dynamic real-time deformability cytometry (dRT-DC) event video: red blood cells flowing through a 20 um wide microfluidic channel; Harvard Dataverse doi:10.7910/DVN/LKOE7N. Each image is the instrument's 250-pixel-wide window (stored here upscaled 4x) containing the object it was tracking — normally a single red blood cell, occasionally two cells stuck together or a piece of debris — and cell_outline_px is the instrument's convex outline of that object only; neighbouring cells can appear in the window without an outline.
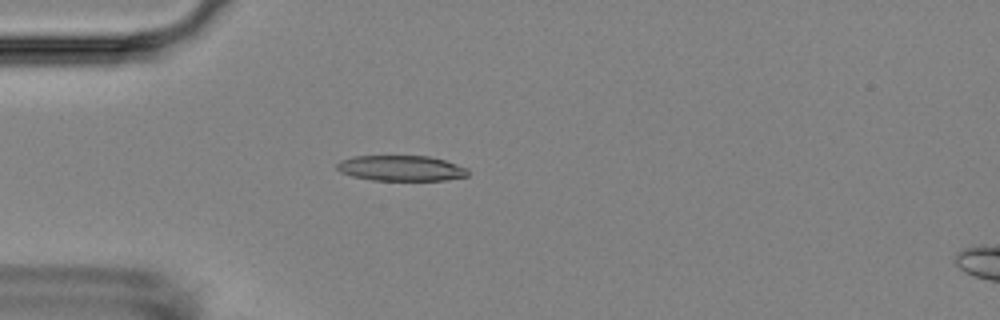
{"species": "Egyptian fruit bat (a non-hibernating species)", "species_latin": "Rousettus aegyptiacus", "temperature_condition": "room temperature", "stored_images_in_passage": 17, "camera_frame_rate_fps": 3000, "um_per_image_px": 0.085, "animal": {"sex": "female"}, "frame": {"image": 1, "passage_image": 14, "time_ms": 4.333, "image_size_px": [1000, 320], "cell_outline_px": [[468, 176], [444, 180], [372, 180], [352, 176], [340, 172], [336, 168], [336, 164], [340, 160], [352, 156], [428, 156], [444, 160], [468, 168]], "centroid_in_image_um": [34.06, 14.29], "position_along_channel_um": 50.9, "area_um2": 19.48}}